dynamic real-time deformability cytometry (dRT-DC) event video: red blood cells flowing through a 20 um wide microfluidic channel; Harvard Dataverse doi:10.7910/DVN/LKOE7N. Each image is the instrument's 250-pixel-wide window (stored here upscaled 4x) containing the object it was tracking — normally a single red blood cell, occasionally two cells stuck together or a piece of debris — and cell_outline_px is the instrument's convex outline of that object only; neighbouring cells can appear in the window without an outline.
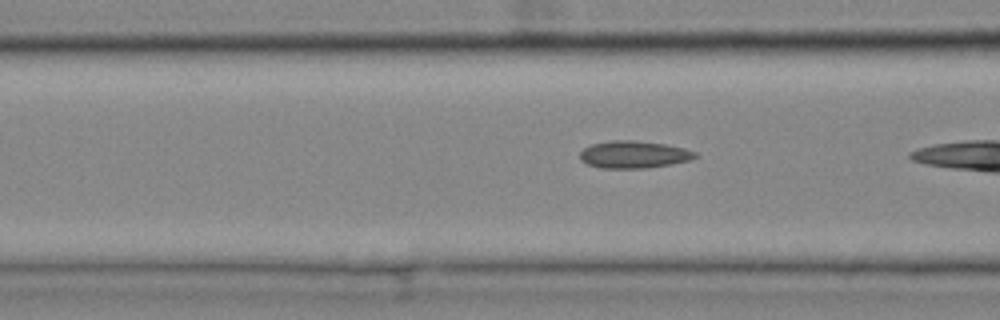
{"species": "common noctule bat (a hibernating species)", "species_latin": "Nyctalus noctula", "temperature_condition": "cold", "stored_images_in_passage": 23, "camera_frame_rate_fps": 3000, "um_per_image_px": 0.085, "animal": {"sex": "female", "body_mass_g": 25.1}, "frame": {"image": 1, "passage_image": 18, "time_ms": 5.667, "image_size_px": [1000, 320], "cell_outline_px": [[696, 156], [688, 160], [672, 164], [648, 168], [600, 168], [588, 164], [580, 160], [580, 152], [584, 148], [592, 144], [612, 140], [636, 140], [664, 144], [684, 148], [696, 152]], "centroid_in_image_um": [53.85, 13.13], "position_along_channel_um": 112.8, "area_um2": 18.26}}
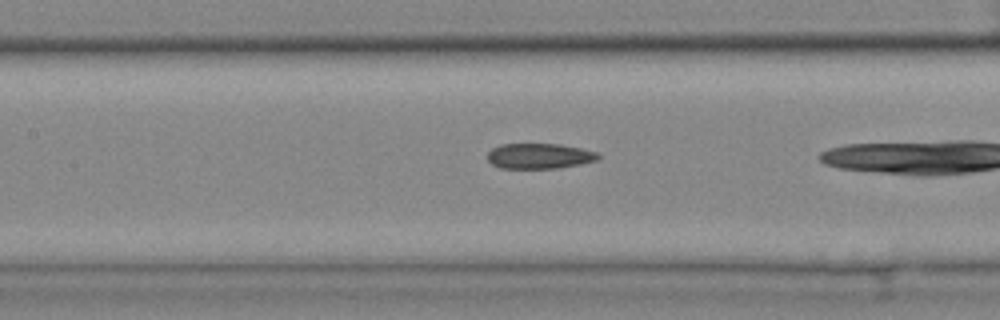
{"frame": {"image": 2, "passage_image": 22, "time_ms": 7.0, "image_size_px": [1000, 320], "cell_outline_px": [[600, 156], [596, 160], [580, 164], [560, 168], [500, 168], [492, 164], [488, 160], [488, 152], [492, 148], [500, 144], [560, 144], [600, 152]], "centroid_in_image_um": [45.85, 13.26], "position_along_channel_um": 161.5, "area_um2": 16.42}}